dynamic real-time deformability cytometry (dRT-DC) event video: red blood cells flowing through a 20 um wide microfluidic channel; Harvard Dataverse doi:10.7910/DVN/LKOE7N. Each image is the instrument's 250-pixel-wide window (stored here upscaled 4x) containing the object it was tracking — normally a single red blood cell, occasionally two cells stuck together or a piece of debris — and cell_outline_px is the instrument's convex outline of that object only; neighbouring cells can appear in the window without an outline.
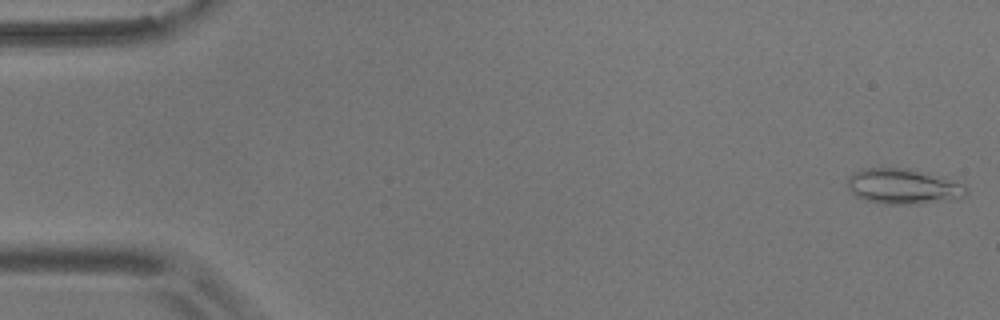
{"species": "common noctule bat (a hibernating species)", "species_latin": "Nyctalus noctula", "temperature_condition": "room temperature", "stored_images_in_passage": 54, "camera_frame_rate_fps": 3000, "um_per_image_px": 0.085, "animal": {"sex": "male", "body_mass_g": 17.9}, "frame": {"image": 1, "passage_image": 1, "time_ms": 0.0, "image_size_px": [1000, 320], "cell_outline_px": [[968, 192], [964, 196], [952, 200], [920, 204], [880, 204], [856, 196], [848, 188], [848, 176], [860, 168], [908, 168], [944, 176], [964, 184], [968, 188]], "centroid_in_image_um": [76.82, 15.84], "position_along_channel_um": 8.2, "area_um2": 24.91}}
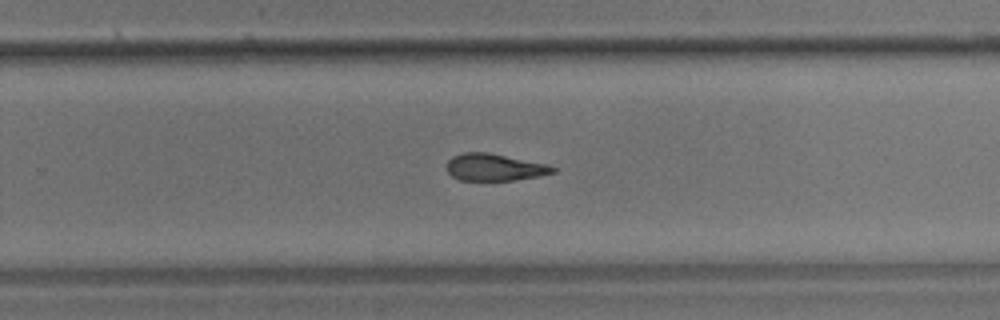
{"frame": {"image": 2, "passage_image": 35, "time_ms": 11.333, "image_size_px": [1000, 320], "cell_outline_px": [[556, 172], [540, 176], [512, 180], [460, 180], [452, 176], [448, 172], [448, 160], [452, 156], [464, 152], [488, 152], [548, 164], [556, 168]], "centroid_in_image_um": [42.06, 14.21], "position_along_channel_um": 287.7, "area_um2": 16.7}}
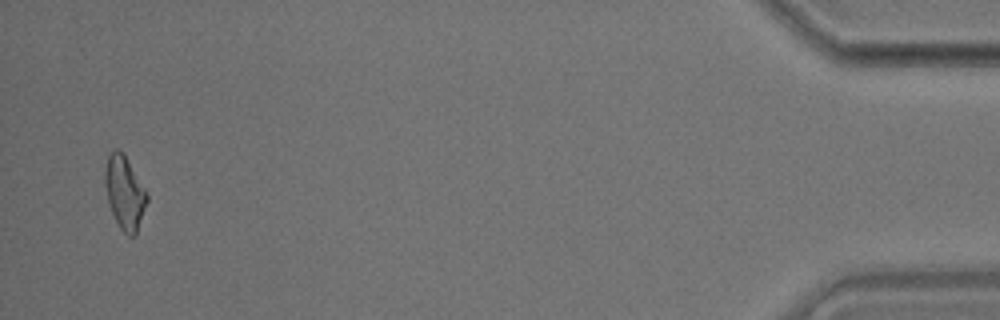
{"frame": {"image": 3, "passage_image": 53, "time_ms": 17.333, "image_size_px": [1000, 320], "cell_outline_px": [[148, 200], [136, 236], [128, 236], [120, 228], [112, 212], [108, 200], [104, 180], [104, 172], [108, 156], [116, 148], [120, 148], [124, 152], [144, 188], [148, 196]], "centroid_in_image_um": [10.6, 16.36], "position_along_channel_um": 424.6, "area_um2": 17.86}, "authors_computed_cell_mechanics": {"area_um2": 17.9758, "velocity_mm_per_s": 3.6701, "shape_relaxation_time_tau1_ms": 7.951, "shape_relaxation_time_tau2_ms": 4.729, "deformation_change_tau1": 0.1852, "deformation_change_tau2": 0.1323}}